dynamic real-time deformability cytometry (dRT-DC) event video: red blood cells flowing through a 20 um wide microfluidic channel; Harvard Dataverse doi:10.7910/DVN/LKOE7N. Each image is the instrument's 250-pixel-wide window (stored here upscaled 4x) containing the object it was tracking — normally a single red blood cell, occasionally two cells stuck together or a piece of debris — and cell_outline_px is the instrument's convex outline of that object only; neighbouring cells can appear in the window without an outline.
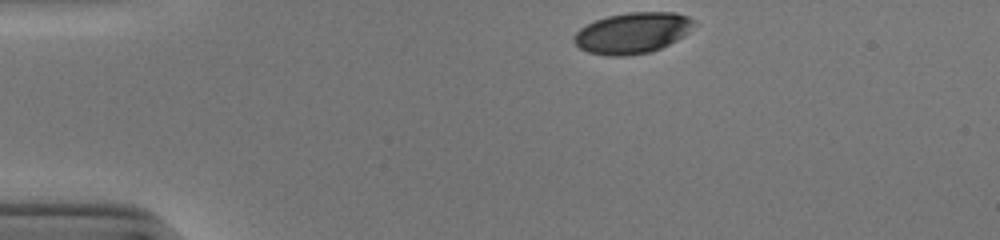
{"species": "human", "species_latin": "Homo sapiens", "temperature_condition": "cold", "stored_images_in_passage": 34, "camera_frame_rate_fps": 3000, "um_per_image_px": 0.085, "donor": {"sex": "male"}, "frame": {"image": 1, "passage_image": 1, "time_ms": 0.0, "image_size_px": [1000, 240], "cell_outline_px": [[696, 20], [688, 32], [684, 36], [652, 52], [628, 56], [608, 56], [588, 52], [580, 48], [572, 40], [572, 36], [580, 28], [596, 20], [608, 16], [628, 12], [676, 12], [688, 16]], "centroid_in_image_um": [53.75, 2.8], "position_along_channel_um": 31.2, "area_um2": 28.73}}
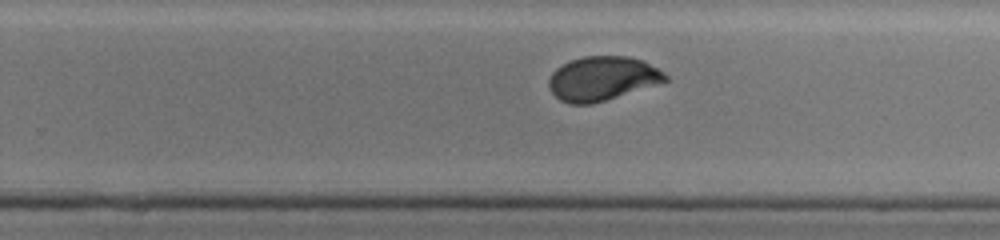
{"frame": {"image": 2, "passage_image": 25, "time_ms": 8.0, "image_size_px": [1000, 240], "cell_outline_px": [[668, 80], [592, 104], [568, 104], [560, 100], [548, 88], [548, 80], [552, 72], [556, 68], [572, 60], [584, 56], [628, 56], [644, 60], [664, 72], [668, 76]], "centroid_in_image_um": [51.17, 6.66], "position_along_channel_um": 278.6, "area_um2": 29.77}}
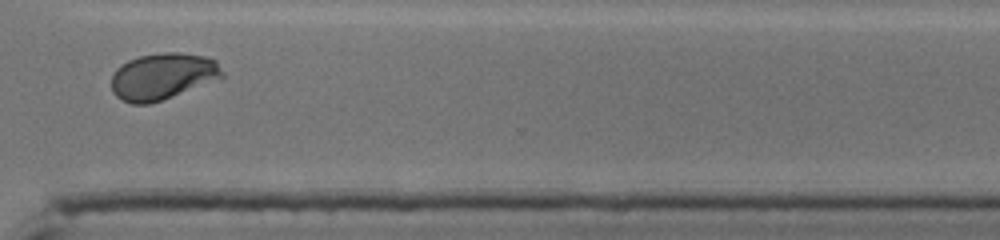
{"frame": {"image": 3, "passage_image": 31, "time_ms": 10.0, "image_size_px": [1000, 240], "cell_outline_px": [[224, 80], [148, 104], [132, 104], [120, 100], [112, 92], [112, 76], [116, 68], [128, 60], [140, 56], [160, 52], [180, 52], [204, 56], [216, 60], [224, 72]], "centroid_in_image_um": [13.89, 6.5], "position_along_channel_um": 356.7, "area_um2": 30.75}, "authors_computed_cell_mechanics": {"area_um2": 30.7207, "velocity_mm_per_s": 3.8788, "shape_relaxation_time_tau1_ms": 3.2935, "shape_relaxation_time_tau2_ms": null, "deformation_change_tau1": 0.148, "deformation_change_tau2": null}}